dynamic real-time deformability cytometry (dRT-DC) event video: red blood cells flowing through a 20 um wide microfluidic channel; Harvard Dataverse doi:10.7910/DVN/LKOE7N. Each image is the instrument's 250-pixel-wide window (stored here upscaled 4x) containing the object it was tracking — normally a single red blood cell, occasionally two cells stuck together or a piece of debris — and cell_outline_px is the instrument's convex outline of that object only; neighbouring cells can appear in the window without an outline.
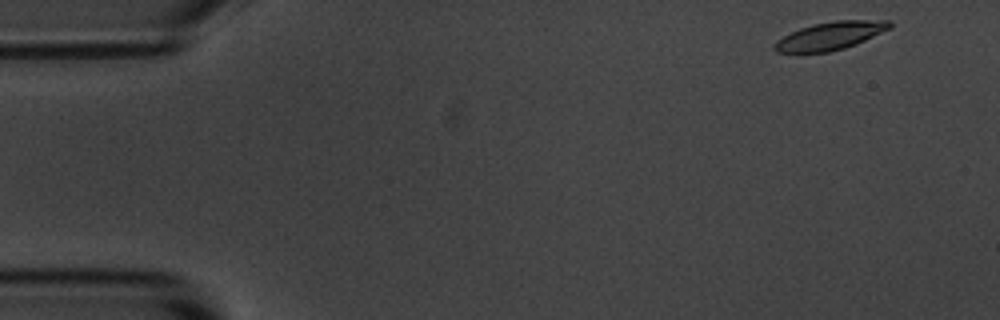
{"species": "common noctule bat (a hibernating species)", "species_latin": "Nyctalus noctula", "temperature_condition": "room temperature", "stored_images_in_passage": 53, "camera_frame_rate_fps": 3000, "um_per_image_px": 0.085, "animal": {"sex": "male", "body_mass_g": 20.1, "forearm_length_mm": 53.5}, "frame": {"image": 1, "passage_image": 1, "time_ms": 0.0, "image_size_px": [1000, 320], "cell_outline_px": [[892, 28], [856, 44], [844, 48], [828, 52], [800, 56], [796, 56], [776, 52], [772, 48], [772, 44], [776, 40], [800, 28], [812, 24], [836, 20], [892, 20]], "centroid_in_image_um": [70.48, 3.1], "position_along_channel_um": 14.5, "area_um2": 19.65}}
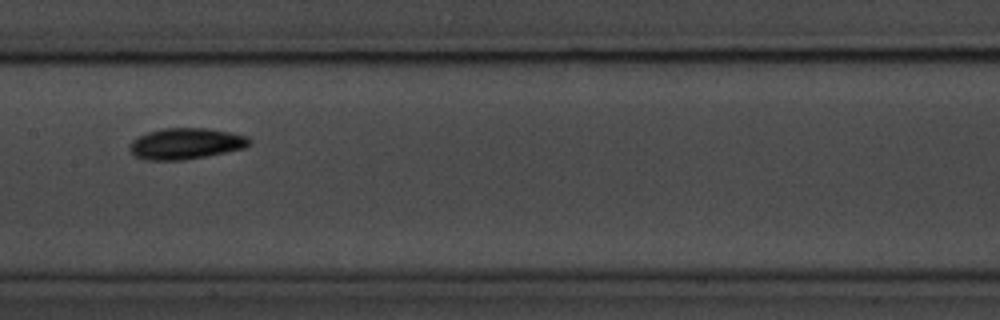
{"frame": {"image": 2, "passage_image": 25, "time_ms": 8.0, "image_size_px": [1000, 320], "cell_outline_px": [[252, 144], [244, 148], [184, 160], [148, 160], [136, 156], [128, 148], [132, 140], [136, 136], [148, 132], [164, 128], [208, 128], [248, 136], [252, 140]], "centroid_in_image_um": [15.79, 12.2], "position_along_channel_um": 191.6, "area_um2": 21.68}}
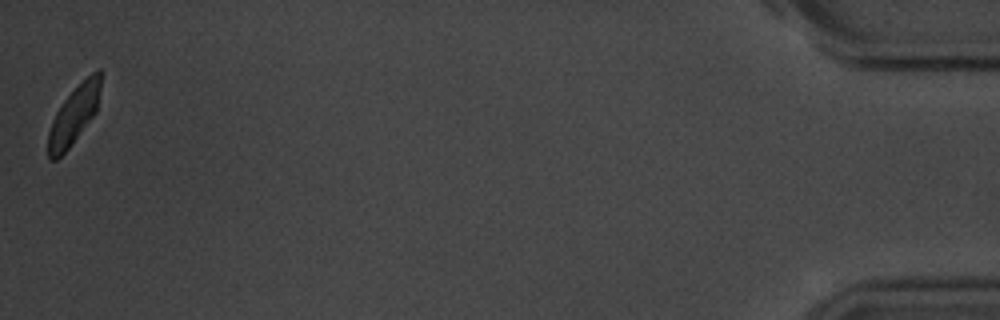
{"frame": {"image": 3, "passage_image": 53, "time_ms": 17.333, "image_size_px": [1000, 320], "cell_outline_px": [[104, 76], [96, 112], [68, 148], [56, 160], [52, 160], [48, 156], [48, 132], [52, 120], [56, 112], [64, 100], [92, 72], [100, 68], [104, 72]], "centroid_in_image_um": [6.33, 9.72], "position_along_channel_um": 428.9, "area_um2": 17.69}}